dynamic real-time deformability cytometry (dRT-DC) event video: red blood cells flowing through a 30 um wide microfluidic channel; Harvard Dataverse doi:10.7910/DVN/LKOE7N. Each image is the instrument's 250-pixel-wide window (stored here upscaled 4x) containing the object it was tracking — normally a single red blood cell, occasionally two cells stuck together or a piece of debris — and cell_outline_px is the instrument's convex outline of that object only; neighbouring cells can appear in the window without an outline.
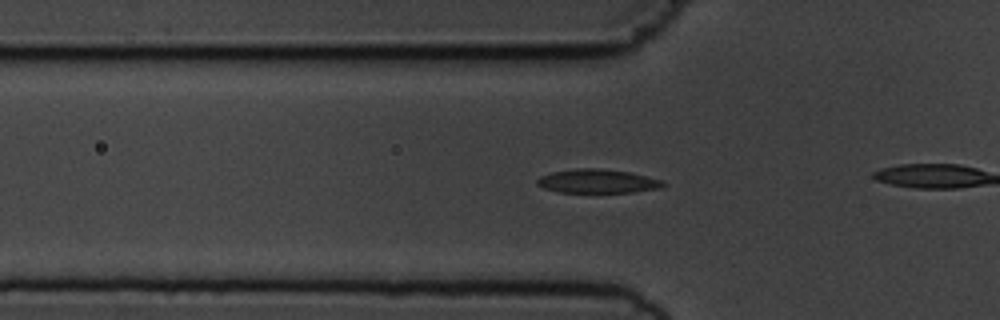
{"species": "common noctule bat (a hibernating species)", "species_latin": "Nyctalus noctula", "temperature_condition": "cold", "stored_images_in_passage": 45, "camera_frame_rate_fps": 3000, "um_per_image_px": 0.085, "animal": {"sex": "male", "body_mass_g": 19.5, "forearm_length_mm": 54.6}, "frame": {"image": 1, "passage_image": 19, "time_ms": 6.0, "image_size_px": [1000, 320], "cell_outline_px": [[668, 184], [660, 188], [632, 192], [560, 192], [544, 188], [536, 184], [536, 180], [540, 176], [552, 172], [576, 168], [600, 168], [628, 172], [664, 180]], "centroid_in_image_um": [50.8, 15.4], "position_along_channel_um": 75.0, "area_um2": 17.51}}
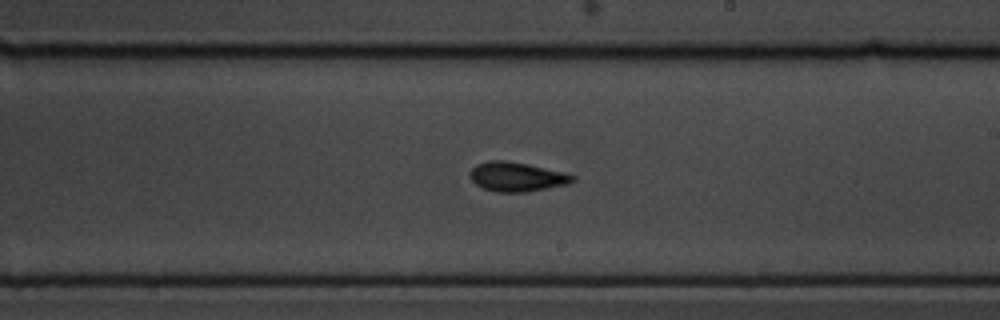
{"frame": {"image": 2, "passage_image": 33, "time_ms": 10.667, "image_size_px": [1000, 320], "cell_outline_px": [[576, 180], [568, 184], [524, 192], [496, 192], [484, 188], [476, 184], [472, 180], [468, 172], [476, 164], [488, 160], [504, 160], [528, 164], [564, 172], [576, 176]], "centroid_in_image_um": [43.92, 15.01], "position_along_channel_um": 245.1, "area_um2": 17.57}}
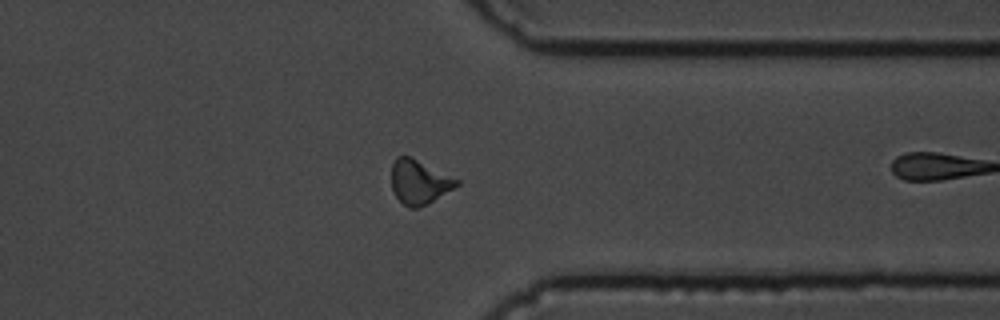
{"frame": {"image": 3, "passage_image": 44, "time_ms": 14.333, "image_size_px": [1000, 320], "cell_outline_px": [[460, 184], [420, 208], [408, 208], [396, 196], [392, 188], [392, 164], [396, 156], [408, 156], [460, 180]], "centroid_in_image_um": [35.62, 15.48], "position_along_channel_um": 375.8, "area_um2": 16.47}}